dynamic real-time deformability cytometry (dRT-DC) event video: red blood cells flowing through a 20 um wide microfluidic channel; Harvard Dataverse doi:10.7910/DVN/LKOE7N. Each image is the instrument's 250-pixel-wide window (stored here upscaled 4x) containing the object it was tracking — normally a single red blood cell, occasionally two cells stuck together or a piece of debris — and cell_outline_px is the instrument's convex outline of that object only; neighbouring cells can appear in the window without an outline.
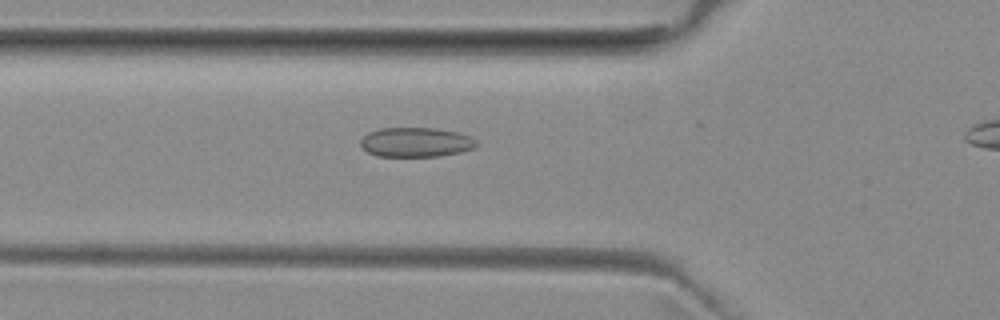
{"species": "common noctule bat (a hibernating species)", "species_latin": "Nyctalus noctula", "temperature_condition": "room temperature", "stored_images_in_passage": 30, "camera_frame_rate_fps": 3000, "um_per_image_px": 0.085, "animal": {"sex": "female", "body_mass_g": 29.2, "forearm_length_mm": 56.3}, "frame": {"image": 1, "passage_image": 3, "time_ms": 0.667, "image_size_px": [1000, 320], "cell_outline_px": [[476, 144], [472, 148], [460, 152], [440, 156], [376, 156], [368, 152], [360, 144], [360, 140], [368, 132], [380, 128], [432, 128], [456, 132], [472, 136], [476, 140]], "centroid_in_image_um": [35.33, 12.08], "position_along_channel_um": 90.5, "area_um2": 19.83}}
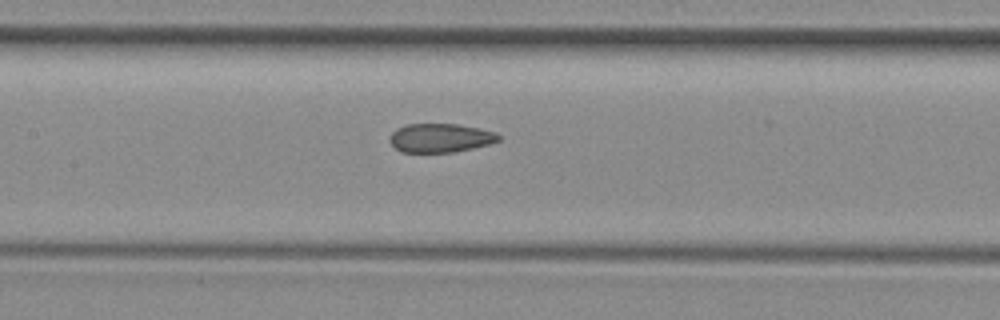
{"frame": {"image": 2, "passage_image": 9, "time_ms": 2.667, "image_size_px": [1000, 320], "cell_outline_px": [[500, 140], [488, 144], [472, 148], [452, 152], [400, 152], [388, 140], [388, 136], [396, 128], [408, 124], [460, 124], [480, 128], [496, 132], [500, 136]], "centroid_in_image_um": [37.41, 11.71], "position_along_channel_um": 170.0, "area_um2": 18.38}}
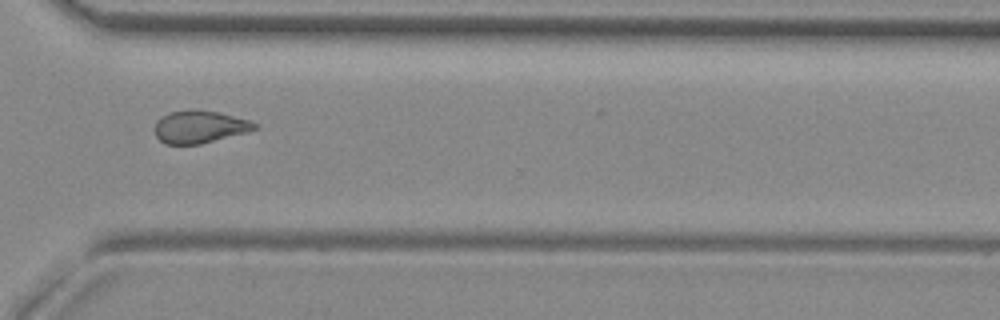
{"frame": {"image": 3, "passage_image": 23, "time_ms": 7.333, "image_size_px": [1000, 320], "cell_outline_px": [[260, 124], [256, 128], [244, 132], [200, 144], [164, 144], [156, 136], [156, 120], [172, 112], [192, 108], [216, 112], [248, 120]], "centroid_in_image_um": [16.94, 10.77], "position_along_channel_um": 353.7, "area_um2": 18.55}, "authors_computed_cell_mechanics": {"area_um2": 19.0162, "velocity_mm_per_s": 3.9382, "shape_relaxation_time_tau1_ms": null, "shape_relaxation_time_tau2_ms": 2.1697, "deformation_change_tau1": null, "deformation_change_tau2": 0.0876}}